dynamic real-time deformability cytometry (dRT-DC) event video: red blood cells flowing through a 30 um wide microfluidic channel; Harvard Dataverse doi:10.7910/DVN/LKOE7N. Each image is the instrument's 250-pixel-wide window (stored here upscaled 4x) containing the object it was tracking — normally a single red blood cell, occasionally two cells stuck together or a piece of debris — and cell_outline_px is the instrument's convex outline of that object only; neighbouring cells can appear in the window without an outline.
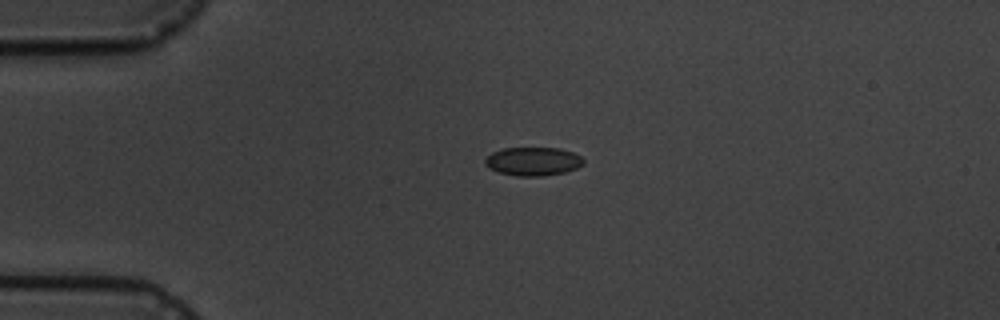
{"species": "common noctule bat (a hibernating species)", "species_latin": "Nyctalus noctula", "temperature_condition": "cold", "stored_images_in_passage": 3, "camera_frame_rate_fps": 3000, "um_per_image_px": 0.085, "animal": {"sex": "male", "body_mass_g": 19.5, "forearm_length_mm": 54.6}, "frame": {"image": 1, "passage_image": 2, "time_ms": 1.333, "image_size_px": [1000, 320], "cell_outline_px": [[584, 164], [576, 168], [564, 172], [544, 176], [516, 176], [500, 172], [488, 168], [484, 164], [484, 160], [492, 152], [504, 148], [560, 148], [572, 152], [580, 156], [584, 160]], "centroid_in_image_um": [45.3, 13.72], "position_along_channel_um": 39.7, "area_um2": 16.36}}